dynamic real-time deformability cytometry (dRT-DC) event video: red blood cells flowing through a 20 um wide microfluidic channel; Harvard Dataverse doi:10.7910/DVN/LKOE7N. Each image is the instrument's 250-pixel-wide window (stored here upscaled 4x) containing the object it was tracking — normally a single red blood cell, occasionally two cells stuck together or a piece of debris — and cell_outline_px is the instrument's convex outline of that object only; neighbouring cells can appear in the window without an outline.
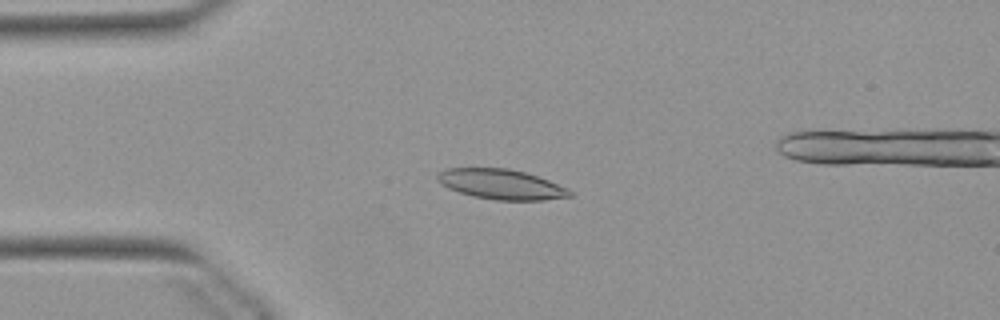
{"species": "Egyptian fruit bat (a non-hibernating species)", "species_latin": "Rousettus aegyptiacus", "temperature_condition": "warm", "stored_images_in_passage": 52, "camera_frame_rate_fps": 3000, "um_per_image_px": 0.085, "animal": {"sex": "female"}, "frame": {"image": 1, "passage_image": 12, "time_ms": 3.667, "image_size_px": [1000, 320], "cell_outline_px": [[572, 196], [544, 200], [496, 200], [472, 196], [448, 188], [440, 184], [436, 180], [436, 176], [440, 172], [448, 168], [508, 168], [524, 172], [548, 180], [568, 188], [572, 192]], "centroid_in_image_um": [42.59, 15.66], "position_along_channel_um": 42.4, "area_um2": 23.12}}
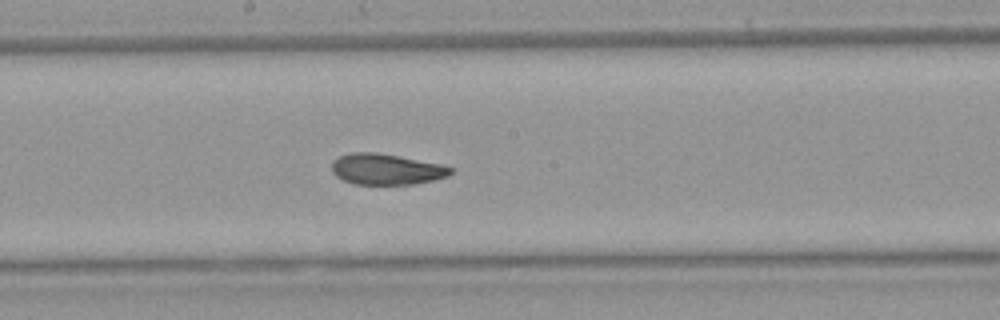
{"frame": {"image": 2, "passage_image": 27, "time_ms": 8.667, "image_size_px": [1000, 320], "cell_outline_px": [[452, 172], [448, 176], [416, 184], [352, 184], [336, 176], [332, 172], [332, 160], [340, 156], [352, 152], [376, 152], [440, 164], [452, 168]], "centroid_in_image_um": [32.8, 14.39], "position_along_channel_um": 215.4, "area_um2": 21.27}}
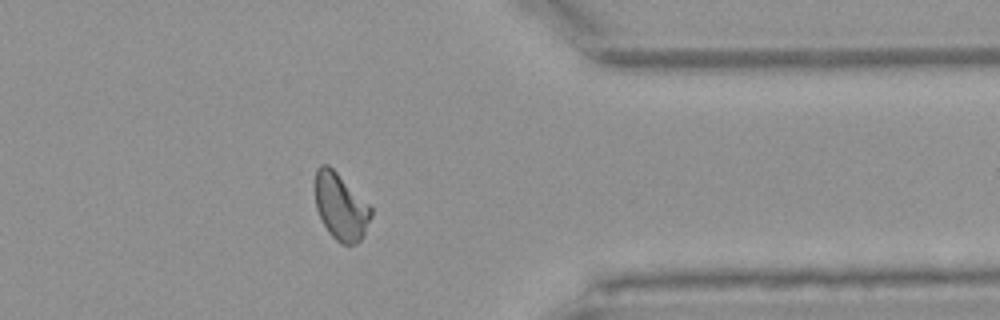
{"frame": {"image": 3, "passage_image": 41, "time_ms": 13.333, "image_size_px": [1000, 320], "cell_outline_px": [[372, 216], [364, 236], [356, 244], [340, 244], [328, 232], [316, 208], [316, 168], [320, 164], [328, 164], [372, 208]], "centroid_in_image_um": [28.97, 17.6], "position_along_channel_um": 382.4, "area_um2": 21.44}, "authors_computed_cell_mechanics": {"area_um2": 22.253, "velocity_mm_per_s": 3.8857, "shape_relaxation_time_tau1_ms": 6.4933, "shape_relaxation_time_tau2_ms": 2.7003, "deformation_change_tau1": 0.1673, "deformation_change_tau2": 0.0908}}